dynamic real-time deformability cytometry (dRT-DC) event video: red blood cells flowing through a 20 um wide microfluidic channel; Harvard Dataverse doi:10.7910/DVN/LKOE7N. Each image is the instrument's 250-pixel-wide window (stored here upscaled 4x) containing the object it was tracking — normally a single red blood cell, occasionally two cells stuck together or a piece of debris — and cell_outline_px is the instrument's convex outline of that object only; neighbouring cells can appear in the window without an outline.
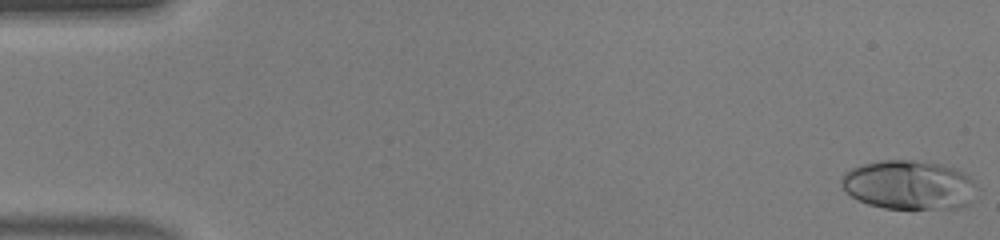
{"species": "human", "species_latin": "Homo sapiens", "temperature_condition": "warm", "stored_images_in_passage": 46, "camera_frame_rate_fps": 3000, "um_per_image_px": 0.085, "donor": {"sex": "male"}, "frame": {"image": 1, "passage_image": 1, "time_ms": 0.0, "image_size_px": [1000, 240], "cell_outline_px": [[980, 188], [968, 204], [956, 208], [884, 208], [868, 204], [852, 196], [844, 188], [840, 180], [844, 172], [848, 168], [880, 160], [908, 160], [940, 164], [956, 168], [964, 172]], "centroid_in_image_um": [77.28, 15.71], "position_along_channel_um": 7.7, "area_um2": 38.84}}
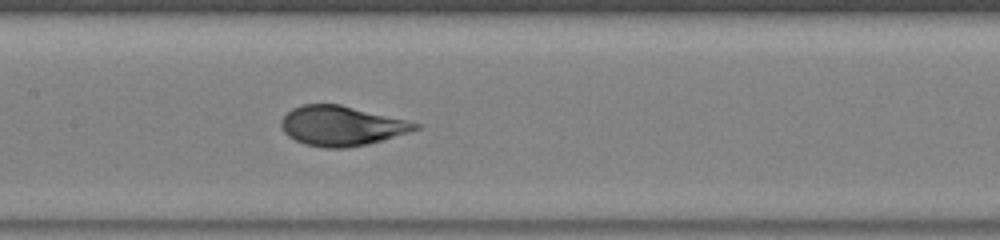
{"frame": {"image": 2, "passage_image": 23, "time_ms": 7.333, "image_size_px": [1000, 240], "cell_outline_px": [[420, 128], [408, 132], [380, 140], [364, 144], [344, 148], [324, 148], [304, 144], [288, 136], [284, 132], [280, 124], [280, 120], [292, 108], [304, 104], [340, 104], [408, 120], [420, 124]], "centroid_in_image_um": [28.99, 10.68], "position_along_channel_um": 178.4, "area_um2": 30.81}}
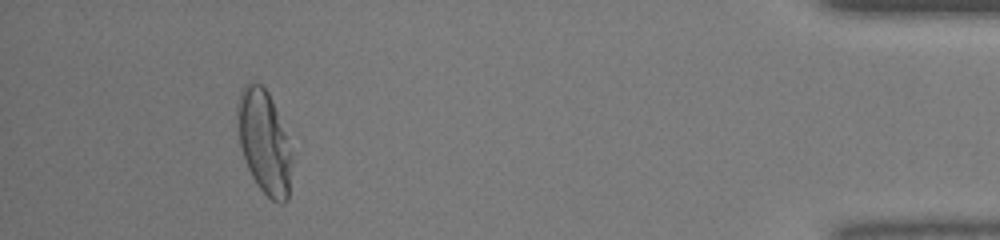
{"frame": {"image": 3, "passage_image": 43, "time_ms": 14.0, "image_size_px": [1000, 240], "cell_outline_px": [[292, 160], [288, 200], [284, 204], [280, 204], [272, 200], [256, 184], [248, 168], [240, 144], [236, 124], [236, 108], [240, 92], [244, 84], [248, 80], [252, 80], [260, 84], [268, 92], [272, 100], [292, 156]], "centroid_in_image_um": [22.42, 12.06], "position_along_channel_um": 412.8, "area_um2": 32.66}, "authors_computed_cell_mechanics": {"area_um2": 32.079, "velocity_mm_per_s": 4.451, "shape_relaxation_time_tau1_ms": 3.9566, "shape_relaxation_time_tau2_ms": null, "deformation_change_tau1": 0.2221, "deformation_change_tau2": null}}